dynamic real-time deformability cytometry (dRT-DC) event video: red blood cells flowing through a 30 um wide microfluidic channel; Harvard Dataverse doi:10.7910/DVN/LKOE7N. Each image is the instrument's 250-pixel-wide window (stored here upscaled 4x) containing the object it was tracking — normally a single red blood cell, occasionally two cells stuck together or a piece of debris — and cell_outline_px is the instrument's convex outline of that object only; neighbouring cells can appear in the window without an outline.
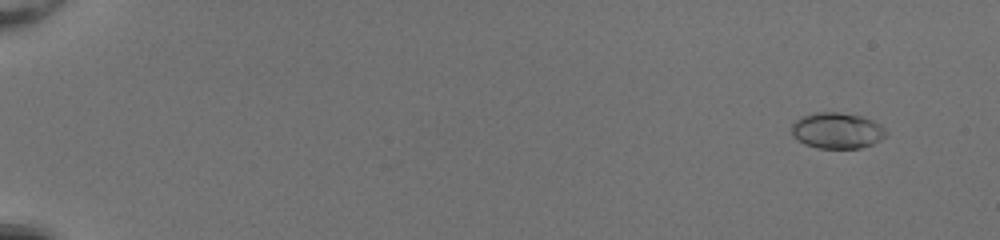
{"species": "common noctule bat (a hibernating species)", "species_latin": "Nyctalus noctula", "temperature_condition": "room temperature", "stored_images_in_passage": 54, "camera_frame_rate_fps": 3000, "um_per_image_px": 0.085, "animal": {"sex": "female", "body_mass_g": 20.0, "forearm_length_mm": 54.0}, "frame": {"image": 1, "passage_image": 5, "time_ms": 1.333, "image_size_px": [1000, 240], "cell_outline_px": [[888, 132], [880, 140], [872, 144], [860, 148], [820, 148], [804, 144], [792, 136], [792, 124], [800, 116], [816, 112], [840, 112], [864, 116], [880, 124]], "centroid_in_image_um": [71.14, 11.08], "position_along_channel_um": 13.9, "area_um2": 19.94}}
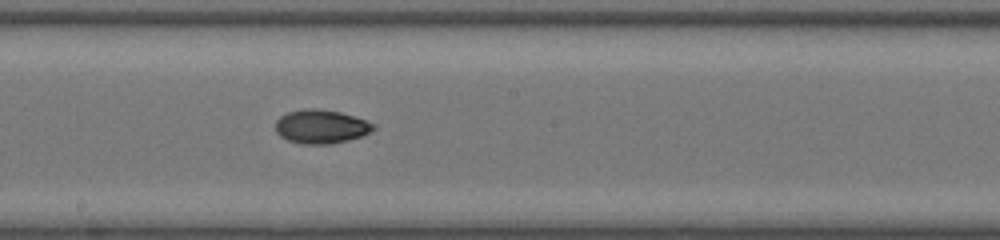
{"frame": {"image": 2, "passage_image": 33, "time_ms": 10.667, "image_size_px": [1000, 240], "cell_outline_px": [[376, 128], [364, 136], [332, 144], [304, 144], [288, 140], [280, 136], [276, 132], [276, 120], [280, 116], [288, 112], [304, 108], [316, 108], [340, 112], [376, 124]], "centroid_in_image_um": [27.3, 10.76], "position_along_channel_um": 220.9, "area_um2": 19.36}}
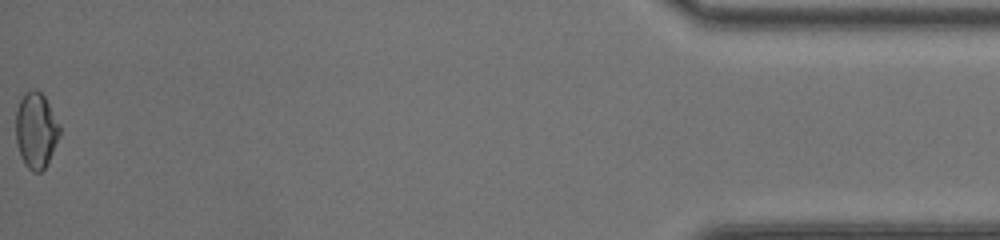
{"frame": {"image": 3, "passage_image": 54, "time_ms": 17.667, "image_size_px": [1000, 240], "cell_outline_px": [[60, 136], [44, 168], [40, 172], [32, 172], [24, 164], [20, 156], [16, 144], [16, 108], [24, 92], [32, 88], [36, 88], [44, 96], [60, 124]], "centroid_in_image_um": [3.04, 11.05], "position_along_channel_um": 432.2, "area_um2": 19.54}, "authors_computed_cell_mechanics": {"area_um2": 19.1318, "velocity_mm_per_s": 4.1804, "shape_relaxation_time_tau1_ms": 7.2885, "shape_relaxation_time_tau2_ms": 2.9811, "deformation_change_tau1": 0.1796, "deformation_change_tau2": 0.0594}}